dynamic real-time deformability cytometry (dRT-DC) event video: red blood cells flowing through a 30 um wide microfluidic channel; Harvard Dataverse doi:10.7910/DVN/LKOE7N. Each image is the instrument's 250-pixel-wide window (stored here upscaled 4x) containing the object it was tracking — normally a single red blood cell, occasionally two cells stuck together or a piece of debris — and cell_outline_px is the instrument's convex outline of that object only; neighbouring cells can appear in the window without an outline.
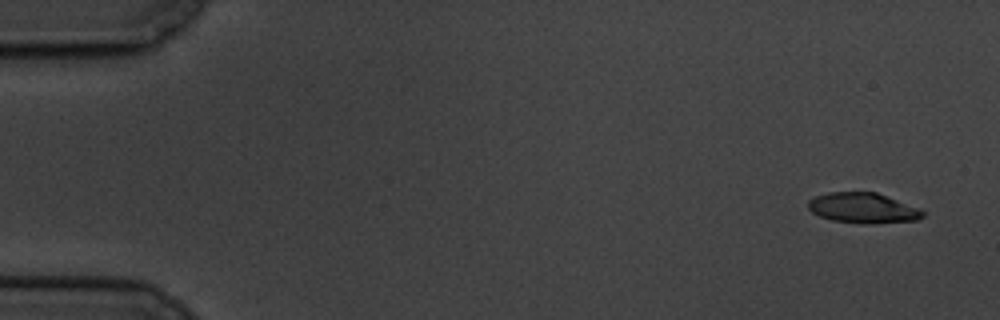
{"species": "common noctule bat (a hibernating species)", "species_latin": "Nyctalus noctula", "temperature_condition": "cold", "stored_images_in_passage": 6, "camera_frame_rate_fps": 3000, "um_per_image_px": 0.085, "animal": {"sex": "male", "body_mass_g": 19.5, "forearm_length_mm": 54.6}, "frame": {"image": 1, "passage_image": 1, "time_ms": 0.0, "image_size_px": [1000, 320], "cell_outline_px": [[924, 216], [916, 220], [832, 220], [820, 216], [812, 212], [808, 208], [808, 200], [816, 196], [828, 192], [876, 192], [920, 208], [924, 212]], "centroid_in_image_um": [73.31, 17.6], "position_along_channel_um": 11.7, "area_um2": 18.96}}
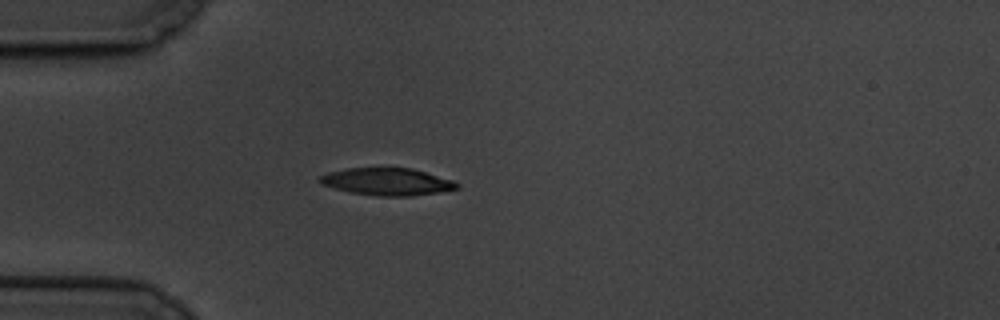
{"frame": {"image": 2, "passage_image": 5, "time_ms": 4.667, "image_size_px": [1000, 320], "cell_outline_px": [[460, 188], [440, 192], [408, 196], [380, 196], [348, 192], [320, 184], [316, 180], [320, 176], [328, 172], [348, 168], [412, 168], [452, 180], [460, 184]], "centroid_in_image_um": [32.88, 15.44], "position_along_channel_um": 52.1, "area_um2": 21.85}}